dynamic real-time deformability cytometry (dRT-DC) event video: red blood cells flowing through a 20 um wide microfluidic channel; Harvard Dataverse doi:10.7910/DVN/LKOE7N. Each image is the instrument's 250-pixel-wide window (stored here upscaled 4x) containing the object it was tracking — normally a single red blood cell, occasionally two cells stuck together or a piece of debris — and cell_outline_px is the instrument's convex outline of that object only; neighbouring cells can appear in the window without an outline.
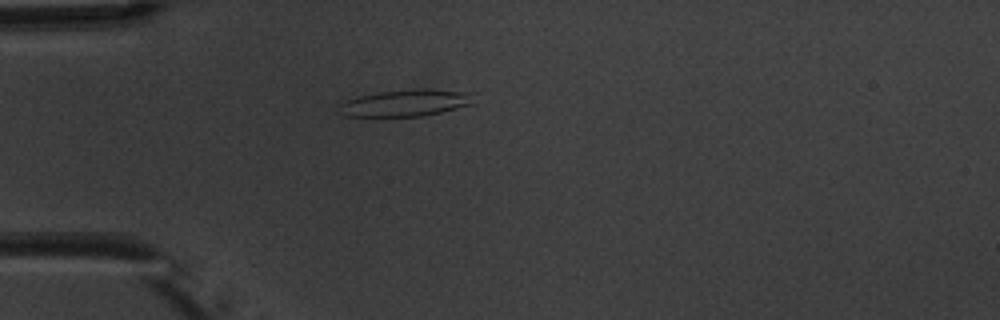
{"species": "common noctule bat (a hibernating species)", "species_latin": "Nyctalus noctula", "temperature_condition": "warm", "stored_images_in_passage": 1, "camera_frame_rate_fps": 3000, "um_per_image_px": 0.085, "animal": {"sex": "male", "body_mass_g": 20.1, "forearm_length_mm": 53.5}, "frame": {"image": 1, "passage_image": 1, "time_ms": 0.0, "image_size_px": [1000, 320], "cell_outline_px": [[476, 92], [472, 104], [424, 116], [344, 116], [336, 112], [336, 104], [344, 100], [356, 96], [380, 92], [424, 88], [432, 88]], "centroid_in_image_um": [34.45, 8.73], "position_along_channel_um": 50.6, "area_um2": 21.62}}